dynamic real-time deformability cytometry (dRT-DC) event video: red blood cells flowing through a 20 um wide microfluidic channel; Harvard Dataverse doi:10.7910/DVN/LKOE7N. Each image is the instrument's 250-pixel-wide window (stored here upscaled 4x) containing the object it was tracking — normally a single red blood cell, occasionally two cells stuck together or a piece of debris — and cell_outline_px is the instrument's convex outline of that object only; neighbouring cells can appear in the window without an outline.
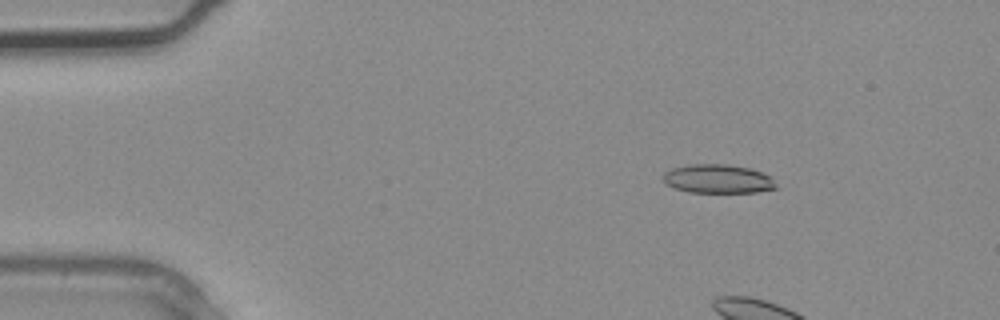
{"species": "common noctule bat (a hibernating species)", "species_latin": "Nyctalus noctula", "temperature_condition": "warm", "stored_images_in_passage": 4, "camera_frame_rate_fps": 3000, "um_per_image_px": 0.085, "animal": {"sex": "male", "body_mass_g": 20.4}, "frame": {"image": 1, "passage_image": 2, "time_ms": 0.333, "image_size_px": [1000, 320], "cell_outline_px": [[776, 188], [756, 192], [688, 192], [664, 184], [664, 172], [672, 168], [688, 164], [728, 164], [752, 168], [772, 176], [776, 184]], "centroid_in_image_um": [61.04, 15.19], "position_along_channel_um": 24.0, "area_um2": 19.13}}